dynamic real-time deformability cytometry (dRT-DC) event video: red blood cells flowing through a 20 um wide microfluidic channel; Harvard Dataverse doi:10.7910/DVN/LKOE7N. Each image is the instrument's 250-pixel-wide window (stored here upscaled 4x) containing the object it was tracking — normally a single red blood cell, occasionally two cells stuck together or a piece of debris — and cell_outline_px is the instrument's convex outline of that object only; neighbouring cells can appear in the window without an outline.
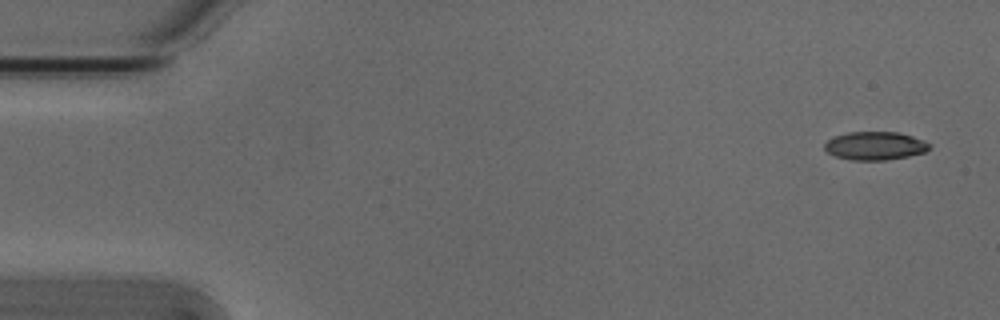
{"species": "Egyptian fruit bat (a non-hibernating species)", "species_latin": "Rousettus aegyptiacus", "temperature_condition": "cold", "stored_images_in_passage": 5, "camera_frame_rate_fps": 3000, "um_per_image_px": 0.085, "animal": {"sex": "male"}, "frame": {"image": 1, "passage_image": 1, "time_ms": 0.0, "image_size_px": [1000, 320], "cell_outline_px": [[928, 148], [924, 152], [908, 156], [884, 160], [852, 160], [836, 156], [828, 152], [824, 148], [824, 144], [832, 136], [848, 132], [896, 132], [912, 136], [924, 140], [928, 144]], "centroid_in_image_um": [74.33, 12.38], "position_along_channel_um": 10.7, "area_um2": 17.11}}
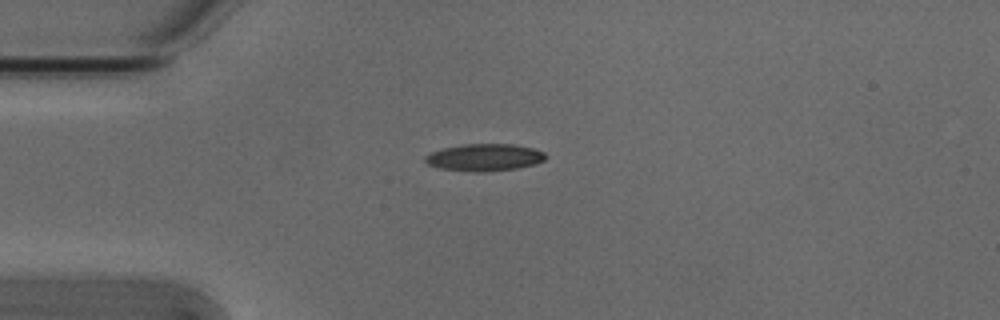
{"frame": {"image": 2, "passage_image": 4, "time_ms": 1.0, "image_size_px": [1000, 320], "cell_outline_px": [[544, 160], [532, 164], [516, 168], [484, 172], [476, 172], [440, 168], [428, 164], [424, 160], [424, 156], [432, 152], [444, 148], [464, 144], [512, 144], [532, 148], [544, 152]], "centroid_in_image_um": [41.14, 13.37], "position_along_channel_um": 43.9, "area_um2": 18.73}}
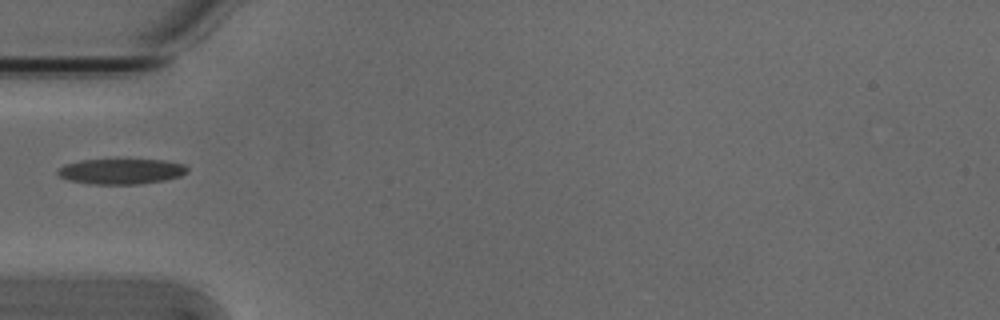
{"frame": {"image": 3, "passage_image": 5, "time_ms": 1.333, "image_size_px": [1000, 320], "cell_outline_px": [[188, 172], [180, 176], [164, 180], [136, 184], [92, 184], [68, 180], [60, 176], [56, 172], [56, 168], [64, 164], [80, 160], [164, 160], [184, 164], [188, 168]], "centroid_in_image_um": [10.27, 14.56], "position_along_channel_um": 74.7, "area_um2": 19.19}}